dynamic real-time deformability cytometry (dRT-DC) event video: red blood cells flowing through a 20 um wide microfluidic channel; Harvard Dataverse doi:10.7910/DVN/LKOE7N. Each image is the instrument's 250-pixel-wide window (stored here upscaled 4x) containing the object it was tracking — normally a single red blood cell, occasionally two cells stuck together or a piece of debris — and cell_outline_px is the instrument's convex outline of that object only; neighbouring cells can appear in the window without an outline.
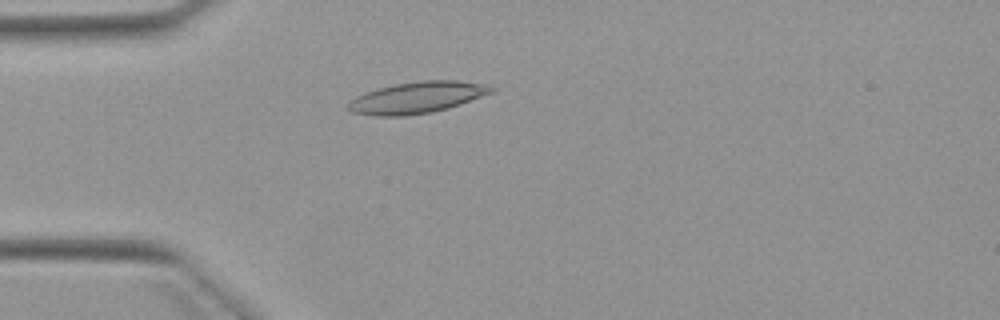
{"species": "Egyptian fruit bat (a non-hibernating species)", "species_latin": "Rousettus aegyptiacus", "temperature_condition": "warm", "stored_images_in_passage": 4, "camera_frame_rate_fps": 3000, "um_per_image_px": 0.085, "animal": {"sex": "female"}, "frame": {"image": 1, "passage_image": 4, "time_ms": 3.667, "image_size_px": [1000, 320], "cell_outline_px": [[496, 88], [492, 92], [460, 104], [448, 108], [432, 112], [404, 116], [376, 116], [352, 112], [348, 108], [348, 100], [356, 96], [380, 88], [396, 84], [420, 80], [456, 80], [492, 84]], "centroid_in_image_um": [35.49, 8.28], "position_along_channel_um": 49.5, "area_um2": 26.24}}